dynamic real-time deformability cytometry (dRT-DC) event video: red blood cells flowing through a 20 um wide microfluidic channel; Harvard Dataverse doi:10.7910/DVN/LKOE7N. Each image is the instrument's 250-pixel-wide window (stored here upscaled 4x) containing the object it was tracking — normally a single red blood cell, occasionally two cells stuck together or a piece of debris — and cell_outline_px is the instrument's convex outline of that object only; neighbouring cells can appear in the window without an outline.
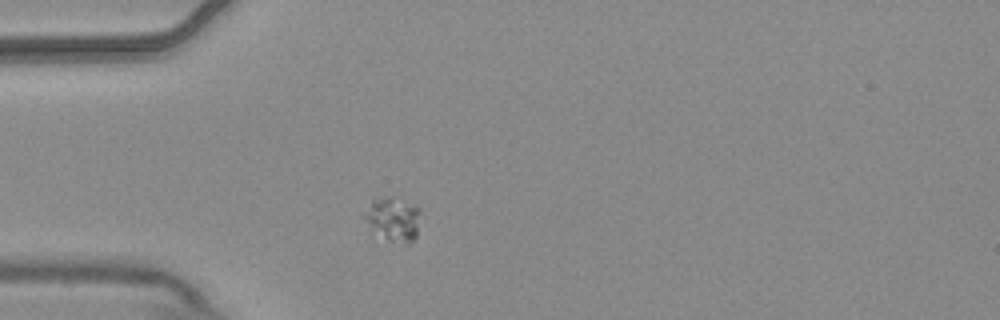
{"species": "common noctule bat (a hibernating species)", "species_latin": "Nyctalus noctula", "temperature_condition": "warm", "stored_images_in_passage": 2, "camera_frame_rate_fps": 3000, "um_per_image_px": 0.085, "animal": {"sex": "male", "body_mass_g": 20.4}, "frame": {"image": 1, "passage_image": 2, "time_ms": 0.333, "image_size_px": [1000, 320], "cell_outline_px": [[420, 212], [416, 236], [408, 244], [388, 240], [364, 220], [360, 216], [360, 212], [372, 196], [392, 196], [416, 204], [420, 208]], "centroid_in_image_um": [33.36, 18.52], "position_along_channel_um": 51.6, "area_um2": 14.85}}